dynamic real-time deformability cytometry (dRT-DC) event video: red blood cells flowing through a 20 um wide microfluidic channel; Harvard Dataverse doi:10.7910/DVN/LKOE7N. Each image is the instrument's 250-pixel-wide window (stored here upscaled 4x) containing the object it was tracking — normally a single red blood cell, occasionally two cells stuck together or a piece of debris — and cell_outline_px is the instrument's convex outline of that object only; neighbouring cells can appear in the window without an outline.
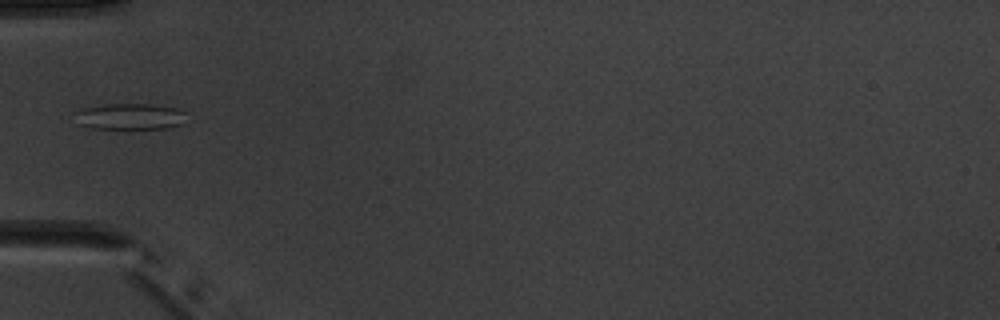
{"species": "common noctule bat (a hibernating species)", "species_latin": "Nyctalus noctula", "temperature_condition": "warm", "stored_images_in_passage": 5, "camera_frame_rate_fps": 3000, "um_per_image_px": 0.085, "animal": {"sex": "male", "body_mass_g": 20.1, "forearm_length_mm": 53.5}, "frame": {"image": 1, "passage_image": 4, "time_ms": 3.667, "image_size_px": [1000, 320], "cell_outline_px": [[188, 112], [184, 124], [168, 128], [92, 128], [80, 124], [72, 112], [80, 108], [108, 104], [148, 104], [176, 108]], "centroid_in_image_um": [11.08, 9.89], "position_along_channel_um": 73.9, "area_um2": 17.17}}
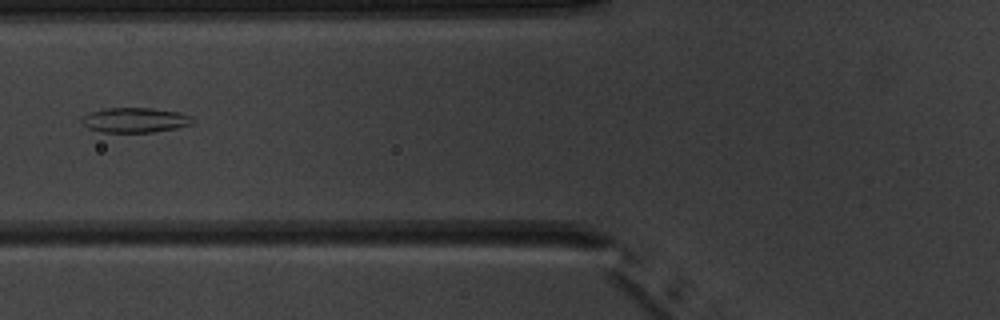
{"frame": {"image": 2, "passage_image": 5, "time_ms": 4.667, "image_size_px": [1000, 320], "cell_outline_px": [[192, 124], [176, 128], [152, 132], [100, 132], [88, 128], [80, 120], [88, 112], [104, 108], [152, 108], [180, 112], [192, 116]], "centroid_in_image_um": [11.46, 10.2], "position_along_channel_um": 114.3, "area_um2": 16.13}}